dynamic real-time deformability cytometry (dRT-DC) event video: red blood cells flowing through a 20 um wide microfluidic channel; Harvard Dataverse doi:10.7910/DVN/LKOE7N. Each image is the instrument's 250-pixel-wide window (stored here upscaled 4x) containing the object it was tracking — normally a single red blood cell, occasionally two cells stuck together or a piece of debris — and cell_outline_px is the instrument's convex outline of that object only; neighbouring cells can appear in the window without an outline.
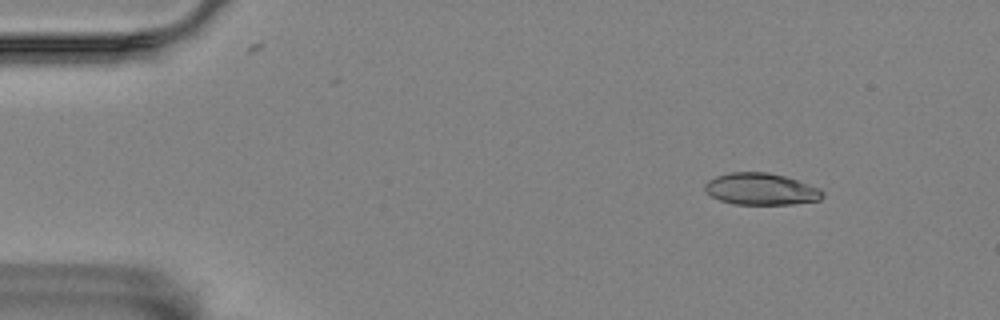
{"species": "Egyptian fruit bat (a non-hibernating species)", "species_latin": "Rousettus aegyptiacus", "temperature_condition": "room temperature", "stored_images_in_passage": 6, "camera_frame_rate_fps": 3000, "um_per_image_px": 0.085, "animal": {"sex": "female"}, "frame": {"image": 1, "passage_image": 2, "time_ms": 2.0, "image_size_px": [1000, 320], "cell_outline_px": [[824, 196], [820, 200], [792, 204], [732, 204], [720, 200], [704, 192], [704, 184], [708, 180], [716, 176], [732, 172], [768, 172], [784, 176], [820, 188], [824, 192]], "centroid_in_image_um": [64.67, 16.07], "position_along_channel_um": 20.3, "area_um2": 21.85}}